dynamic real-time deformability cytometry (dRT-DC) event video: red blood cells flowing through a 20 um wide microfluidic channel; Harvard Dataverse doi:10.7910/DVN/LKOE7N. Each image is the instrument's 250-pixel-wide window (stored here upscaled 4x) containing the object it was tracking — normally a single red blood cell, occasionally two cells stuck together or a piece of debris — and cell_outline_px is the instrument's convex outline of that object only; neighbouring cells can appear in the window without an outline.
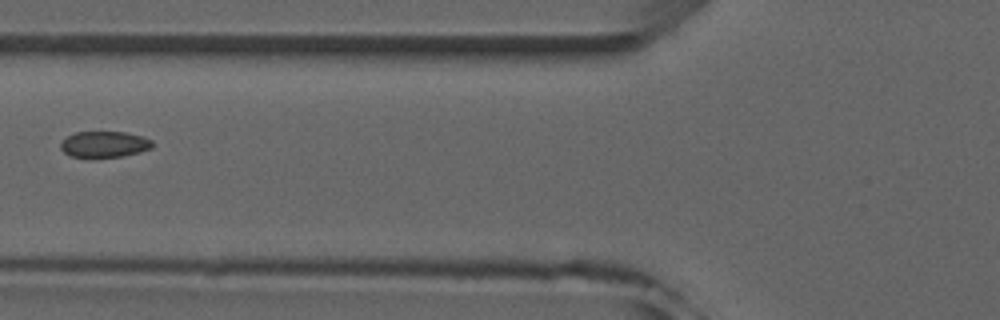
{"species": "common noctule bat (a hibernating species)", "species_latin": "Nyctalus noctula", "temperature_condition": "room temperature", "stored_images_in_passage": 7, "camera_frame_rate_fps": 3000, "um_per_image_px": 0.085, "animal": {"sex": "male", "forearm_length_mm": 52.5}, "frame": {"image": 1, "passage_image": 6, "time_ms": 6.0, "image_size_px": [1000, 320], "cell_outline_px": [[152, 148], [140, 152], [124, 156], [92, 160], [72, 156], [64, 152], [60, 148], [60, 144], [68, 136], [76, 132], [124, 132], [144, 136], [152, 140]], "centroid_in_image_um": [8.87, 12.31], "position_along_channel_um": 116.9, "area_um2": 14.45}}
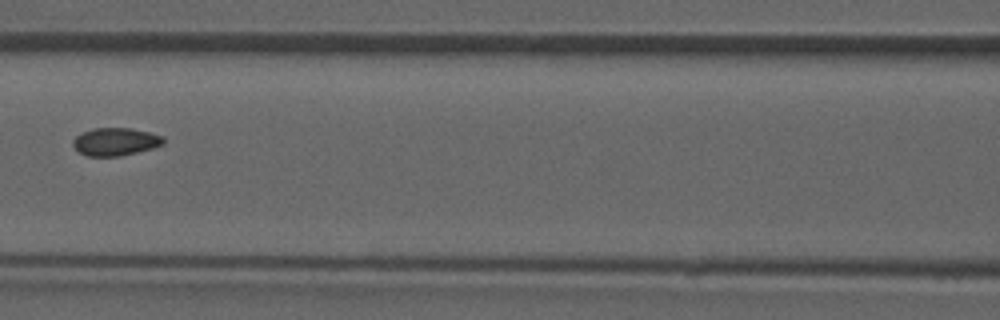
{"frame": {"image": 2, "passage_image": 7, "time_ms": 7.0, "image_size_px": [1000, 320], "cell_outline_px": [[164, 144], [152, 148], [120, 156], [88, 156], [80, 152], [72, 144], [72, 140], [76, 136], [92, 128], [132, 128], [164, 136]], "centroid_in_image_um": [9.82, 12.04], "position_along_channel_um": 156.8, "area_um2": 14.57}}